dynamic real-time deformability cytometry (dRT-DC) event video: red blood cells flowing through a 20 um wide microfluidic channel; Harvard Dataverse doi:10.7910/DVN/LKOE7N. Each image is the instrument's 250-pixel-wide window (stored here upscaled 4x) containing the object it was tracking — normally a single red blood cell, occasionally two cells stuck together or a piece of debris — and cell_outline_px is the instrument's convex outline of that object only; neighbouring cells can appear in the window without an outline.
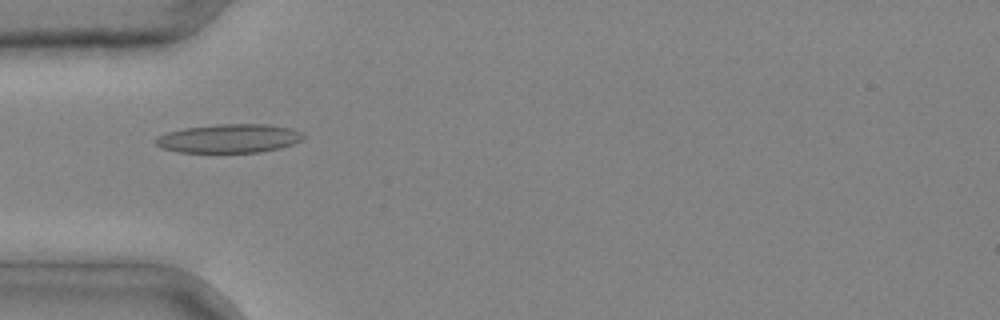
{"species": "common noctule bat (a hibernating species)", "species_latin": "Nyctalus noctula", "temperature_condition": "cold", "stored_images_in_passage": 6, "camera_frame_rate_fps": 3000, "um_per_image_px": 0.085, "animal": {"sex": "male", "body_mass_g": 20.4}, "frame": {"image": 1, "passage_image": 5, "time_ms": 1.333, "image_size_px": [1000, 320], "cell_outline_px": [[304, 136], [300, 140], [292, 144], [280, 148], [260, 152], [176, 152], [160, 148], [156, 144], [156, 136], [168, 132], [184, 128], [216, 124], [268, 124], [292, 128], [304, 132]], "centroid_in_image_um": [19.47, 11.76], "position_along_channel_um": 65.5, "area_um2": 24.85}}